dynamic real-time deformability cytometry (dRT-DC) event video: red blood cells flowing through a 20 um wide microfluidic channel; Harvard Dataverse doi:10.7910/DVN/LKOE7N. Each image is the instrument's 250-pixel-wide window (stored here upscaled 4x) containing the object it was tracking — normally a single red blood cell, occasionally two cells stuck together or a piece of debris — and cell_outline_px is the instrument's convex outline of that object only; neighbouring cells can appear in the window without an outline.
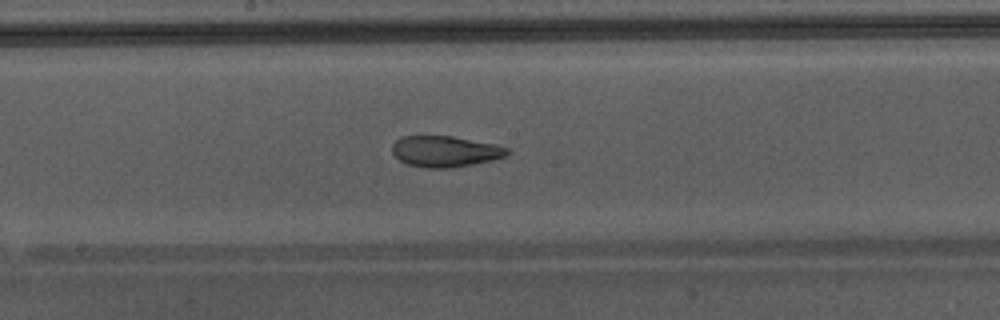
{"species": "Egyptian fruit bat (a non-hibernating species)", "species_latin": "Rousettus aegyptiacus", "temperature_condition": "warm", "stored_images_in_passage": 49, "camera_frame_rate_fps": 3000, "um_per_image_px": 0.085, "animal": {"sex": "male"}, "frame": {"image": 1, "passage_image": 28, "time_ms": 9.0, "image_size_px": [1000, 320], "cell_outline_px": [[512, 152], [508, 156], [492, 160], [452, 168], [424, 168], [408, 164], [400, 160], [392, 152], [392, 144], [400, 136], [452, 136], [496, 144], [508, 148]], "centroid_in_image_um": [37.87, 12.87], "position_along_channel_um": 210.3, "area_um2": 20.98}, "authors_computed_cell_mechanics": {"area_um2": 25.9522, "velocity_mm_per_s": 4.4058, "shape_relaxation_time_tau1_ms": null, "shape_relaxation_time_tau2_ms": 1.0727, "deformation_change_tau1": null, "deformation_change_tau2": 0.0697}}